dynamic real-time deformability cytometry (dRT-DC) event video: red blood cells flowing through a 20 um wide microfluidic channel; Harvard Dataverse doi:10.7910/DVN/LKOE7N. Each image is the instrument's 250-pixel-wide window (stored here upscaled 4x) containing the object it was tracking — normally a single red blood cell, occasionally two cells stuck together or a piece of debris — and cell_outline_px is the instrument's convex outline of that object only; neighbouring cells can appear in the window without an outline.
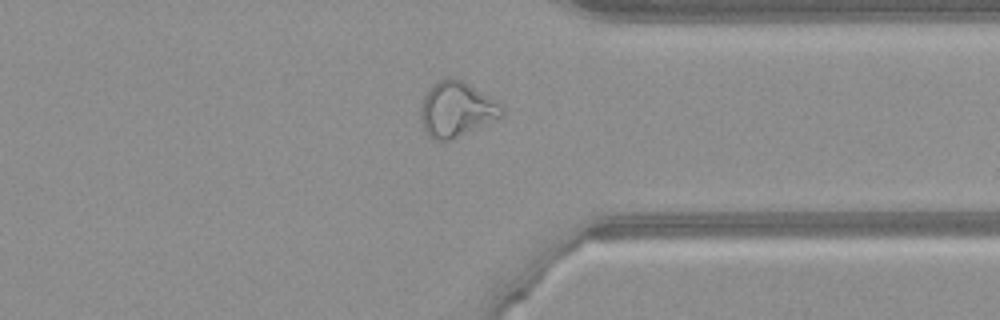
{"species": "common noctule bat (a hibernating species)", "species_latin": "Nyctalus noctula", "temperature_condition": "warm", "stored_images_in_passage": 39, "camera_frame_rate_fps": 3000, "um_per_image_px": 0.085, "animal": {"sex": "female", "body_mass_g": 21.9}, "frame": {"image": 1, "passage_image": 27, "time_ms": 8.667, "image_size_px": [1000, 320], "cell_outline_px": [[504, 116], [448, 140], [436, 140], [428, 136], [424, 132], [420, 120], [420, 108], [424, 96], [428, 88], [432, 84], [448, 76], [456, 76], [464, 80], [504, 108]], "centroid_in_image_um": [38.74, 9.26], "position_along_channel_um": 372.7, "area_um2": 26.01}}
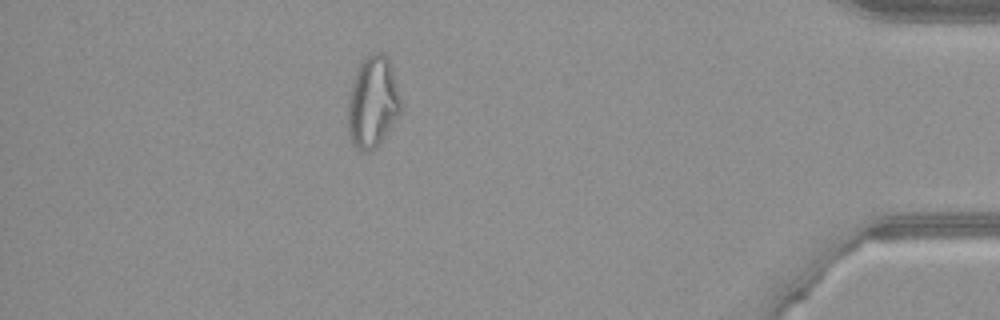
{"frame": {"image": 2, "passage_image": 33, "time_ms": 10.667, "image_size_px": [1000, 320], "cell_outline_px": [[404, 108], [400, 116], [376, 148], [372, 152], [360, 152], [352, 144], [348, 136], [348, 96], [352, 80], [356, 68], [360, 60], [364, 56], [372, 52], [380, 52], [388, 56], [392, 68]], "centroid_in_image_um": [31.69, 8.68], "position_along_channel_um": 403.5, "area_um2": 29.36}}